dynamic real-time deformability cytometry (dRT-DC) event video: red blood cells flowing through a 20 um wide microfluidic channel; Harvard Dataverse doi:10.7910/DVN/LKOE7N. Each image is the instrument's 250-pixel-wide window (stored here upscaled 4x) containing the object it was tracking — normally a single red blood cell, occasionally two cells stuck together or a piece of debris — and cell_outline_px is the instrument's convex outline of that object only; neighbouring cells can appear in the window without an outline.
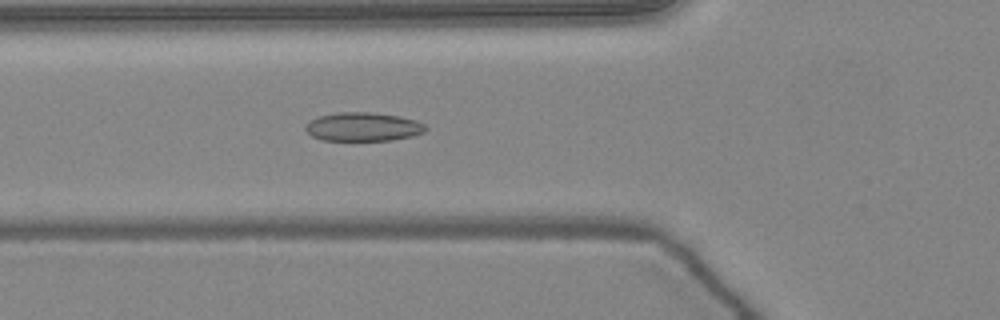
{"species": "common noctule bat (a hibernating species)", "species_latin": "Nyctalus noctula", "temperature_condition": "warm", "stored_images_in_passage": 30, "camera_frame_rate_fps": 3000, "um_per_image_px": 0.085, "animal": {"sex": "female", "body_mass_g": 24.6, "forearm_length_mm": 56.2}, "frame": {"image": 1, "passage_image": 18, "time_ms": 5.667, "image_size_px": [1000, 320], "cell_outline_px": [[428, 128], [424, 132], [412, 136], [392, 140], [324, 140], [312, 136], [304, 128], [312, 120], [320, 116], [340, 112], [372, 112], [400, 116], [416, 120], [424, 124]], "centroid_in_image_um": [30.91, 10.77], "position_along_channel_um": 94.9, "area_um2": 19.94}}
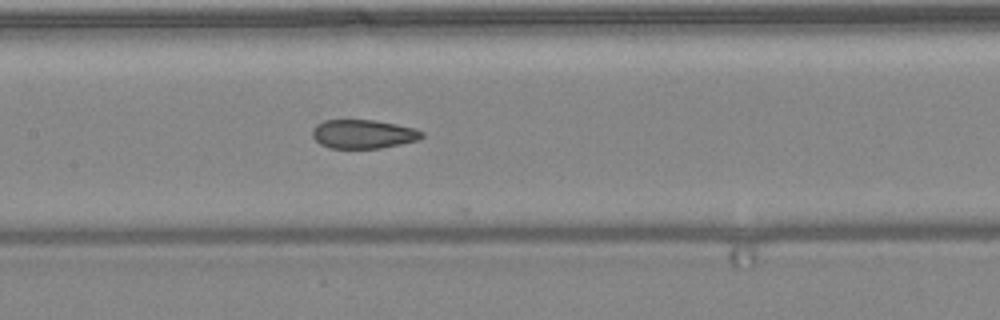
{"frame": {"image": 2, "passage_image": 24, "time_ms": 7.667, "image_size_px": [1000, 320], "cell_outline_px": [[424, 136], [416, 140], [400, 144], [380, 148], [332, 148], [320, 144], [312, 136], [312, 132], [316, 124], [324, 120], [372, 120], [396, 124], [416, 128], [424, 132]], "centroid_in_image_um": [30.88, 11.39], "position_along_channel_um": 176.5, "area_um2": 18.32}}
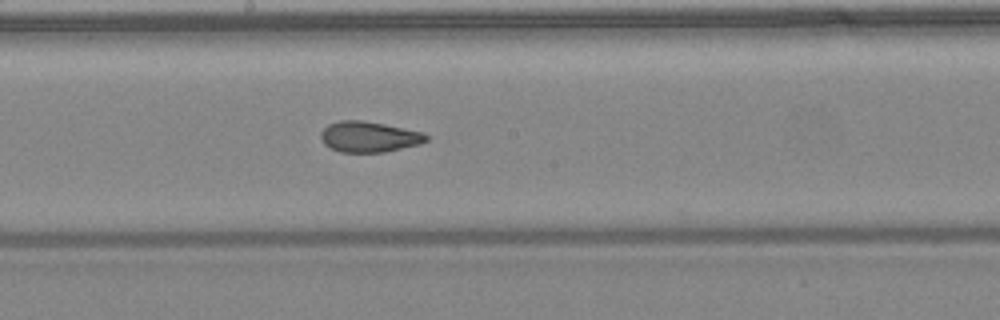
{"frame": {"image": 3, "passage_image": 27, "time_ms": 8.667, "image_size_px": [1000, 320], "cell_outline_px": [[428, 140], [420, 144], [384, 152], [340, 152], [324, 144], [320, 140], [320, 132], [328, 124], [340, 120], [364, 120], [424, 132], [428, 136]], "centroid_in_image_um": [31.35, 11.62], "position_along_channel_um": 216.8, "area_um2": 18.96}}